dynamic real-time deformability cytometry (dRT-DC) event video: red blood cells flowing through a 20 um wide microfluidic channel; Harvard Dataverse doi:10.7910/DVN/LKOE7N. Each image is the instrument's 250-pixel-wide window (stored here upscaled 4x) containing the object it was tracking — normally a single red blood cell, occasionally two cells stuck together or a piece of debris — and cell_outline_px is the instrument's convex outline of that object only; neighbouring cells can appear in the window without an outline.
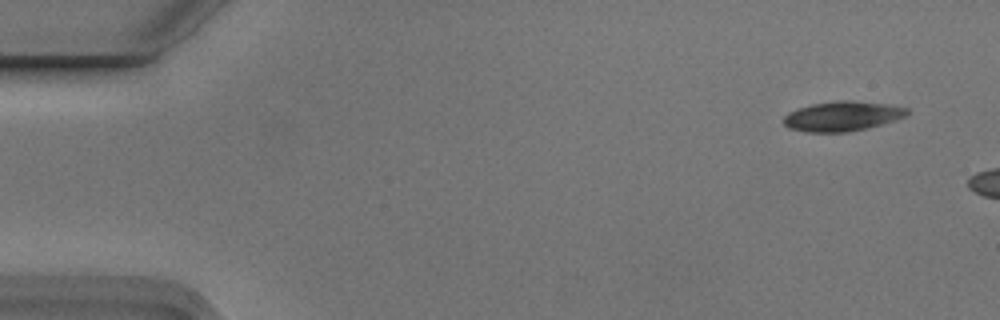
{"species": "Egyptian fruit bat (a non-hibernating species)", "species_latin": "Rousettus aegyptiacus", "temperature_condition": "cold", "stored_images_in_passage": 3, "camera_frame_rate_fps": 3000, "um_per_image_px": 0.085, "animal": {"sex": "male"}, "frame": {"image": 1, "passage_image": 1, "time_ms": 0.0, "image_size_px": [1000, 320], "cell_outline_px": [[908, 116], [880, 124], [848, 132], [808, 132], [788, 128], [784, 124], [784, 116], [788, 112], [796, 108], [812, 104], [836, 100], [852, 100], [888, 104], [908, 108]], "centroid_in_image_um": [71.58, 9.86], "position_along_channel_um": 13.4, "area_um2": 21.44}}